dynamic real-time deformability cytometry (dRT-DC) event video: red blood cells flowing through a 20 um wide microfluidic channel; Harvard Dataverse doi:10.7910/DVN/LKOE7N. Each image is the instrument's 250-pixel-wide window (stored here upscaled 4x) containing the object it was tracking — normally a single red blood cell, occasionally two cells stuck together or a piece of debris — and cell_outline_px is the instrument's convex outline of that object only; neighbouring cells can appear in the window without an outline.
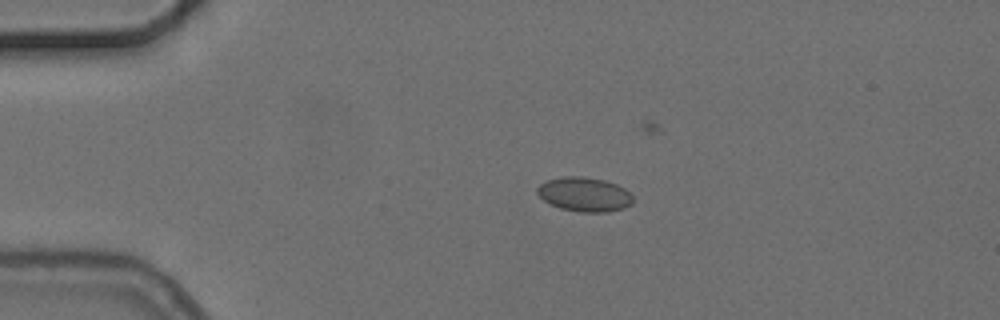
{"species": "common noctule bat (a hibernating species)", "species_latin": "Nyctalus noctula", "temperature_condition": "cold", "stored_images_in_passage": 6, "camera_frame_rate_fps": 3000, "um_per_image_px": 0.085, "animal": {"sex": "female", "body_mass_g": 24.6, "forearm_length_mm": 56.2}, "frame": {"image": 1, "passage_image": 4, "time_ms": 4.333, "image_size_px": [1000, 320], "cell_outline_px": [[632, 204], [624, 208], [608, 212], [580, 212], [560, 208], [544, 200], [536, 192], [536, 188], [540, 184], [548, 180], [564, 176], [584, 176], [604, 180], [616, 184], [624, 188], [632, 196]], "centroid_in_image_um": [49.68, 16.52], "position_along_channel_um": 35.3, "area_um2": 19.07}}
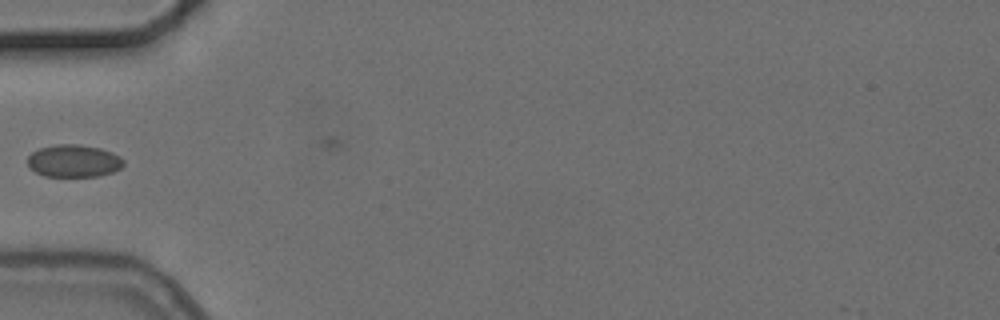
{"frame": {"image": 2, "passage_image": 6, "time_ms": 6.667, "image_size_px": [1000, 320], "cell_outline_px": [[124, 164], [120, 168], [112, 172], [100, 176], [44, 176], [28, 168], [28, 156], [32, 152], [40, 148], [56, 144], [80, 144], [100, 148], [112, 152], [120, 156], [124, 160]], "centroid_in_image_um": [6.27, 13.67], "position_along_channel_um": 78.7, "area_um2": 18.26}}